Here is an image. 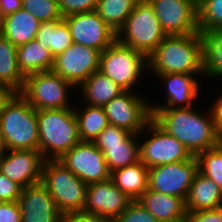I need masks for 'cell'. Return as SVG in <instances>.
<instances>
[{
	"instance_id": "1",
	"label": "cell",
	"mask_w": 222,
	"mask_h": 222,
	"mask_svg": "<svg viewBox=\"0 0 222 222\" xmlns=\"http://www.w3.org/2000/svg\"><path fill=\"white\" fill-rule=\"evenodd\" d=\"M192 108L158 109L152 119L197 156L222 141L216 132L212 109L204 117Z\"/></svg>"
},
{
	"instance_id": "2",
	"label": "cell",
	"mask_w": 222,
	"mask_h": 222,
	"mask_svg": "<svg viewBox=\"0 0 222 222\" xmlns=\"http://www.w3.org/2000/svg\"><path fill=\"white\" fill-rule=\"evenodd\" d=\"M155 74L204 72L202 34L166 36L148 57Z\"/></svg>"
},
{
	"instance_id": "3",
	"label": "cell",
	"mask_w": 222,
	"mask_h": 222,
	"mask_svg": "<svg viewBox=\"0 0 222 222\" xmlns=\"http://www.w3.org/2000/svg\"><path fill=\"white\" fill-rule=\"evenodd\" d=\"M36 113L39 133L38 150L45 160H58L81 142L74 108L36 110Z\"/></svg>"
},
{
	"instance_id": "4",
	"label": "cell",
	"mask_w": 222,
	"mask_h": 222,
	"mask_svg": "<svg viewBox=\"0 0 222 222\" xmlns=\"http://www.w3.org/2000/svg\"><path fill=\"white\" fill-rule=\"evenodd\" d=\"M0 131L7 150H38L36 109L17 93L0 116Z\"/></svg>"
},
{
	"instance_id": "5",
	"label": "cell",
	"mask_w": 222,
	"mask_h": 222,
	"mask_svg": "<svg viewBox=\"0 0 222 222\" xmlns=\"http://www.w3.org/2000/svg\"><path fill=\"white\" fill-rule=\"evenodd\" d=\"M166 36L150 1L138 0L126 23L118 30L117 41L148 58Z\"/></svg>"
},
{
	"instance_id": "6",
	"label": "cell",
	"mask_w": 222,
	"mask_h": 222,
	"mask_svg": "<svg viewBox=\"0 0 222 222\" xmlns=\"http://www.w3.org/2000/svg\"><path fill=\"white\" fill-rule=\"evenodd\" d=\"M61 214L81 211L86 200L87 184L58 160H45L41 181Z\"/></svg>"
},
{
	"instance_id": "7",
	"label": "cell",
	"mask_w": 222,
	"mask_h": 222,
	"mask_svg": "<svg viewBox=\"0 0 222 222\" xmlns=\"http://www.w3.org/2000/svg\"><path fill=\"white\" fill-rule=\"evenodd\" d=\"M147 67L148 58L144 54L117 40L100 53L99 71L125 91H132L141 71H144L142 69Z\"/></svg>"
},
{
	"instance_id": "8",
	"label": "cell",
	"mask_w": 222,
	"mask_h": 222,
	"mask_svg": "<svg viewBox=\"0 0 222 222\" xmlns=\"http://www.w3.org/2000/svg\"><path fill=\"white\" fill-rule=\"evenodd\" d=\"M72 87L70 82L51 70L27 75L19 93L36 110L62 109L70 107L67 91Z\"/></svg>"
},
{
	"instance_id": "9",
	"label": "cell",
	"mask_w": 222,
	"mask_h": 222,
	"mask_svg": "<svg viewBox=\"0 0 222 222\" xmlns=\"http://www.w3.org/2000/svg\"><path fill=\"white\" fill-rule=\"evenodd\" d=\"M198 172V160L193 158L162 164L149 169L148 189L187 199L194 176Z\"/></svg>"
},
{
	"instance_id": "10",
	"label": "cell",
	"mask_w": 222,
	"mask_h": 222,
	"mask_svg": "<svg viewBox=\"0 0 222 222\" xmlns=\"http://www.w3.org/2000/svg\"><path fill=\"white\" fill-rule=\"evenodd\" d=\"M146 128L153 135L140 145V161L148 169L194 157L181 142L168 134L153 119L146 124Z\"/></svg>"
},
{
	"instance_id": "11",
	"label": "cell",
	"mask_w": 222,
	"mask_h": 222,
	"mask_svg": "<svg viewBox=\"0 0 222 222\" xmlns=\"http://www.w3.org/2000/svg\"><path fill=\"white\" fill-rule=\"evenodd\" d=\"M132 91H124L103 106L109 124L130 133H142L152 119L150 103H146Z\"/></svg>"
},
{
	"instance_id": "12",
	"label": "cell",
	"mask_w": 222,
	"mask_h": 222,
	"mask_svg": "<svg viewBox=\"0 0 222 222\" xmlns=\"http://www.w3.org/2000/svg\"><path fill=\"white\" fill-rule=\"evenodd\" d=\"M58 161L87 185L111 177L104 154L93 142H79Z\"/></svg>"
},
{
	"instance_id": "13",
	"label": "cell",
	"mask_w": 222,
	"mask_h": 222,
	"mask_svg": "<svg viewBox=\"0 0 222 222\" xmlns=\"http://www.w3.org/2000/svg\"><path fill=\"white\" fill-rule=\"evenodd\" d=\"M167 36L199 33L198 7L192 0H149Z\"/></svg>"
},
{
	"instance_id": "14",
	"label": "cell",
	"mask_w": 222,
	"mask_h": 222,
	"mask_svg": "<svg viewBox=\"0 0 222 222\" xmlns=\"http://www.w3.org/2000/svg\"><path fill=\"white\" fill-rule=\"evenodd\" d=\"M69 26L73 43L100 53L117 40V33L96 12L77 13L63 18Z\"/></svg>"
},
{
	"instance_id": "15",
	"label": "cell",
	"mask_w": 222,
	"mask_h": 222,
	"mask_svg": "<svg viewBox=\"0 0 222 222\" xmlns=\"http://www.w3.org/2000/svg\"><path fill=\"white\" fill-rule=\"evenodd\" d=\"M99 63L100 52L98 50L73 43L54 58L52 70L77 87L99 70Z\"/></svg>"
},
{
	"instance_id": "16",
	"label": "cell",
	"mask_w": 222,
	"mask_h": 222,
	"mask_svg": "<svg viewBox=\"0 0 222 222\" xmlns=\"http://www.w3.org/2000/svg\"><path fill=\"white\" fill-rule=\"evenodd\" d=\"M7 152V153H6ZM6 150L0 156V171L22 188L41 181L45 159L39 150Z\"/></svg>"
},
{
	"instance_id": "17",
	"label": "cell",
	"mask_w": 222,
	"mask_h": 222,
	"mask_svg": "<svg viewBox=\"0 0 222 222\" xmlns=\"http://www.w3.org/2000/svg\"><path fill=\"white\" fill-rule=\"evenodd\" d=\"M110 177L87 185L84 211L114 220L132 202Z\"/></svg>"
},
{
	"instance_id": "18",
	"label": "cell",
	"mask_w": 222,
	"mask_h": 222,
	"mask_svg": "<svg viewBox=\"0 0 222 222\" xmlns=\"http://www.w3.org/2000/svg\"><path fill=\"white\" fill-rule=\"evenodd\" d=\"M18 203L22 222H61L62 214L41 182L23 188Z\"/></svg>"
},
{
	"instance_id": "19",
	"label": "cell",
	"mask_w": 222,
	"mask_h": 222,
	"mask_svg": "<svg viewBox=\"0 0 222 222\" xmlns=\"http://www.w3.org/2000/svg\"><path fill=\"white\" fill-rule=\"evenodd\" d=\"M166 83L168 100L166 106L153 105L150 106L151 114L153 115L158 109H173V108H189L192 107L193 100L197 99L199 85L193 74L170 73L158 74ZM179 104H183L177 106ZM176 106V107H175Z\"/></svg>"
},
{
	"instance_id": "20",
	"label": "cell",
	"mask_w": 222,
	"mask_h": 222,
	"mask_svg": "<svg viewBox=\"0 0 222 222\" xmlns=\"http://www.w3.org/2000/svg\"><path fill=\"white\" fill-rule=\"evenodd\" d=\"M138 201L159 222H186L185 201L178 196L147 189Z\"/></svg>"
},
{
	"instance_id": "21",
	"label": "cell",
	"mask_w": 222,
	"mask_h": 222,
	"mask_svg": "<svg viewBox=\"0 0 222 222\" xmlns=\"http://www.w3.org/2000/svg\"><path fill=\"white\" fill-rule=\"evenodd\" d=\"M40 21L31 13L20 9L2 18L0 33L16 47L35 40Z\"/></svg>"
},
{
	"instance_id": "22",
	"label": "cell",
	"mask_w": 222,
	"mask_h": 222,
	"mask_svg": "<svg viewBox=\"0 0 222 222\" xmlns=\"http://www.w3.org/2000/svg\"><path fill=\"white\" fill-rule=\"evenodd\" d=\"M186 211H200L222 206V191L219 186L201 172L194 176L185 200Z\"/></svg>"
},
{
	"instance_id": "23",
	"label": "cell",
	"mask_w": 222,
	"mask_h": 222,
	"mask_svg": "<svg viewBox=\"0 0 222 222\" xmlns=\"http://www.w3.org/2000/svg\"><path fill=\"white\" fill-rule=\"evenodd\" d=\"M114 184L133 201L148 189L149 169L138 161L111 173Z\"/></svg>"
},
{
	"instance_id": "24",
	"label": "cell",
	"mask_w": 222,
	"mask_h": 222,
	"mask_svg": "<svg viewBox=\"0 0 222 222\" xmlns=\"http://www.w3.org/2000/svg\"><path fill=\"white\" fill-rule=\"evenodd\" d=\"M17 62L25 77L33 73L51 71L54 67V57L50 50L43 47L37 40L17 47Z\"/></svg>"
},
{
	"instance_id": "25",
	"label": "cell",
	"mask_w": 222,
	"mask_h": 222,
	"mask_svg": "<svg viewBox=\"0 0 222 222\" xmlns=\"http://www.w3.org/2000/svg\"><path fill=\"white\" fill-rule=\"evenodd\" d=\"M80 87L87 104L99 107L125 91L99 70L88 77Z\"/></svg>"
},
{
	"instance_id": "26",
	"label": "cell",
	"mask_w": 222,
	"mask_h": 222,
	"mask_svg": "<svg viewBox=\"0 0 222 222\" xmlns=\"http://www.w3.org/2000/svg\"><path fill=\"white\" fill-rule=\"evenodd\" d=\"M35 40L49 49L54 58L73 44L69 26L64 19L40 23Z\"/></svg>"
},
{
	"instance_id": "27",
	"label": "cell",
	"mask_w": 222,
	"mask_h": 222,
	"mask_svg": "<svg viewBox=\"0 0 222 222\" xmlns=\"http://www.w3.org/2000/svg\"><path fill=\"white\" fill-rule=\"evenodd\" d=\"M136 135L131 133L121 144L96 145L104 154L110 173L140 161V143L135 140Z\"/></svg>"
},
{
	"instance_id": "28",
	"label": "cell",
	"mask_w": 222,
	"mask_h": 222,
	"mask_svg": "<svg viewBox=\"0 0 222 222\" xmlns=\"http://www.w3.org/2000/svg\"><path fill=\"white\" fill-rule=\"evenodd\" d=\"M25 76L18 67L17 47L0 33V85L20 92Z\"/></svg>"
},
{
	"instance_id": "29",
	"label": "cell",
	"mask_w": 222,
	"mask_h": 222,
	"mask_svg": "<svg viewBox=\"0 0 222 222\" xmlns=\"http://www.w3.org/2000/svg\"><path fill=\"white\" fill-rule=\"evenodd\" d=\"M74 112L82 142H94L101 131L109 124L103 107L87 104L81 114L75 110Z\"/></svg>"
},
{
	"instance_id": "30",
	"label": "cell",
	"mask_w": 222,
	"mask_h": 222,
	"mask_svg": "<svg viewBox=\"0 0 222 222\" xmlns=\"http://www.w3.org/2000/svg\"><path fill=\"white\" fill-rule=\"evenodd\" d=\"M200 33L203 38L204 74L222 76V30Z\"/></svg>"
},
{
	"instance_id": "31",
	"label": "cell",
	"mask_w": 222,
	"mask_h": 222,
	"mask_svg": "<svg viewBox=\"0 0 222 222\" xmlns=\"http://www.w3.org/2000/svg\"><path fill=\"white\" fill-rule=\"evenodd\" d=\"M138 0H98L96 12L117 33Z\"/></svg>"
},
{
	"instance_id": "32",
	"label": "cell",
	"mask_w": 222,
	"mask_h": 222,
	"mask_svg": "<svg viewBox=\"0 0 222 222\" xmlns=\"http://www.w3.org/2000/svg\"><path fill=\"white\" fill-rule=\"evenodd\" d=\"M196 158L198 171L212 179L222 191V142L214 148L199 153Z\"/></svg>"
},
{
	"instance_id": "33",
	"label": "cell",
	"mask_w": 222,
	"mask_h": 222,
	"mask_svg": "<svg viewBox=\"0 0 222 222\" xmlns=\"http://www.w3.org/2000/svg\"><path fill=\"white\" fill-rule=\"evenodd\" d=\"M197 7L200 32L222 30V0H202Z\"/></svg>"
},
{
	"instance_id": "34",
	"label": "cell",
	"mask_w": 222,
	"mask_h": 222,
	"mask_svg": "<svg viewBox=\"0 0 222 222\" xmlns=\"http://www.w3.org/2000/svg\"><path fill=\"white\" fill-rule=\"evenodd\" d=\"M22 9L31 13L40 23L63 19L59 0H22Z\"/></svg>"
},
{
	"instance_id": "35",
	"label": "cell",
	"mask_w": 222,
	"mask_h": 222,
	"mask_svg": "<svg viewBox=\"0 0 222 222\" xmlns=\"http://www.w3.org/2000/svg\"><path fill=\"white\" fill-rule=\"evenodd\" d=\"M112 222H159V221L138 200H134Z\"/></svg>"
},
{
	"instance_id": "36",
	"label": "cell",
	"mask_w": 222,
	"mask_h": 222,
	"mask_svg": "<svg viewBox=\"0 0 222 222\" xmlns=\"http://www.w3.org/2000/svg\"><path fill=\"white\" fill-rule=\"evenodd\" d=\"M98 0H59L62 17L96 11Z\"/></svg>"
},
{
	"instance_id": "37",
	"label": "cell",
	"mask_w": 222,
	"mask_h": 222,
	"mask_svg": "<svg viewBox=\"0 0 222 222\" xmlns=\"http://www.w3.org/2000/svg\"><path fill=\"white\" fill-rule=\"evenodd\" d=\"M131 133L123 128L108 124L94 140L95 145L121 144Z\"/></svg>"
},
{
	"instance_id": "38",
	"label": "cell",
	"mask_w": 222,
	"mask_h": 222,
	"mask_svg": "<svg viewBox=\"0 0 222 222\" xmlns=\"http://www.w3.org/2000/svg\"><path fill=\"white\" fill-rule=\"evenodd\" d=\"M22 187L3 175L0 171V200L2 202H15L19 200Z\"/></svg>"
},
{
	"instance_id": "39",
	"label": "cell",
	"mask_w": 222,
	"mask_h": 222,
	"mask_svg": "<svg viewBox=\"0 0 222 222\" xmlns=\"http://www.w3.org/2000/svg\"><path fill=\"white\" fill-rule=\"evenodd\" d=\"M186 212V222H222V206L214 209Z\"/></svg>"
},
{
	"instance_id": "40",
	"label": "cell",
	"mask_w": 222,
	"mask_h": 222,
	"mask_svg": "<svg viewBox=\"0 0 222 222\" xmlns=\"http://www.w3.org/2000/svg\"><path fill=\"white\" fill-rule=\"evenodd\" d=\"M61 222H112V220L81 210L62 214Z\"/></svg>"
},
{
	"instance_id": "41",
	"label": "cell",
	"mask_w": 222,
	"mask_h": 222,
	"mask_svg": "<svg viewBox=\"0 0 222 222\" xmlns=\"http://www.w3.org/2000/svg\"><path fill=\"white\" fill-rule=\"evenodd\" d=\"M0 222H22L18 201L2 202L0 205Z\"/></svg>"
},
{
	"instance_id": "42",
	"label": "cell",
	"mask_w": 222,
	"mask_h": 222,
	"mask_svg": "<svg viewBox=\"0 0 222 222\" xmlns=\"http://www.w3.org/2000/svg\"><path fill=\"white\" fill-rule=\"evenodd\" d=\"M22 9V0H0V15L4 18Z\"/></svg>"
},
{
	"instance_id": "43",
	"label": "cell",
	"mask_w": 222,
	"mask_h": 222,
	"mask_svg": "<svg viewBox=\"0 0 222 222\" xmlns=\"http://www.w3.org/2000/svg\"><path fill=\"white\" fill-rule=\"evenodd\" d=\"M215 104L212 105V113L214 115L216 132L219 139L222 141V95L220 98L215 100Z\"/></svg>"
},
{
	"instance_id": "44",
	"label": "cell",
	"mask_w": 222,
	"mask_h": 222,
	"mask_svg": "<svg viewBox=\"0 0 222 222\" xmlns=\"http://www.w3.org/2000/svg\"><path fill=\"white\" fill-rule=\"evenodd\" d=\"M17 93L18 92H16L11 87L0 85V116L4 111L6 105Z\"/></svg>"
},
{
	"instance_id": "45",
	"label": "cell",
	"mask_w": 222,
	"mask_h": 222,
	"mask_svg": "<svg viewBox=\"0 0 222 222\" xmlns=\"http://www.w3.org/2000/svg\"><path fill=\"white\" fill-rule=\"evenodd\" d=\"M6 147H5V144H4V141H3V137H2V134H1V131H0V156L6 151Z\"/></svg>"
},
{
	"instance_id": "46",
	"label": "cell",
	"mask_w": 222,
	"mask_h": 222,
	"mask_svg": "<svg viewBox=\"0 0 222 222\" xmlns=\"http://www.w3.org/2000/svg\"><path fill=\"white\" fill-rule=\"evenodd\" d=\"M196 5H198L202 0H192Z\"/></svg>"
}]
</instances>
